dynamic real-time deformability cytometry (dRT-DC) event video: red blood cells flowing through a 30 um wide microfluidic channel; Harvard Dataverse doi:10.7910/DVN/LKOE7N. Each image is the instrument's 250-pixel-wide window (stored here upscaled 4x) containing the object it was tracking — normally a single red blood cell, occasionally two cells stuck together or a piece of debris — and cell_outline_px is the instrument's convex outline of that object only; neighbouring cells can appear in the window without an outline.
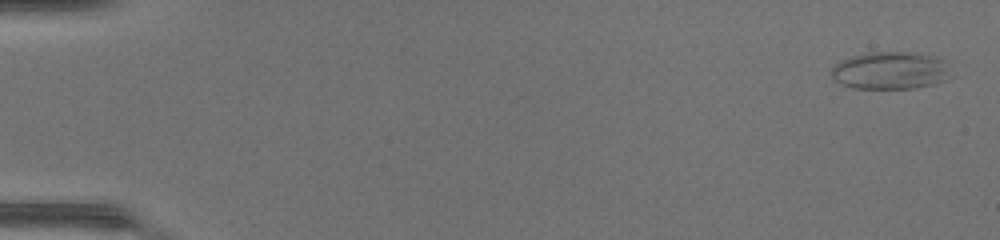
{"species": "common noctule bat (a hibernating species)", "species_latin": "Nyctalus noctula", "temperature_condition": "warm", "stored_images_in_passage": 49, "camera_frame_rate_fps": 3000, "um_per_image_px": 0.085, "animal": {"sex": "female", "body_mass_g": 17.0, "forearm_length_mm": 48.0}, "frame": {"image": 1, "passage_image": 2, "time_ms": 0.333, "image_size_px": [1000, 240], "cell_outline_px": [[948, 80], [916, 88], [852, 88], [832, 80], [828, 72], [840, 60], [852, 56], [868, 52], [908, 52], [948, 60]], "centroid_in_image_um": [75.63, 6.0], "position_along_channel_um": 9.4, "area_um2": 26.24}}
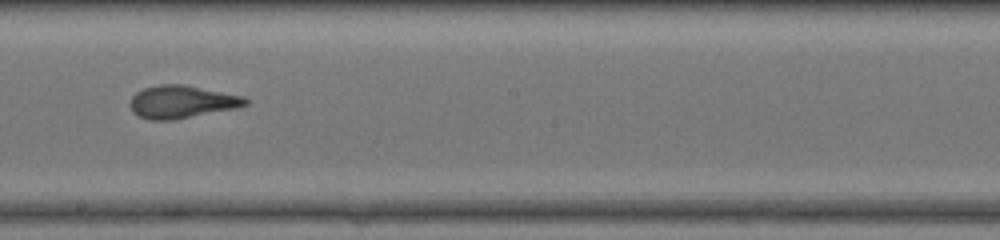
{"frame": {"image": 2, "passage_image": 29, "time_ms": 9.333, "image_size_px": [1000, 240], "cell_outline_px": [[248, 104], [236, 108], [172, 120], [148, 120], [132, 112], [128, 104], [132, 96], [136, 92], [144, 88], [160, 84], [184, 84], [244, 96], [248, 100]], "centroid_in_image_um": [15.42, 8.65], "position_along_channel_um": 232.8, "area_um2": 22.08}}
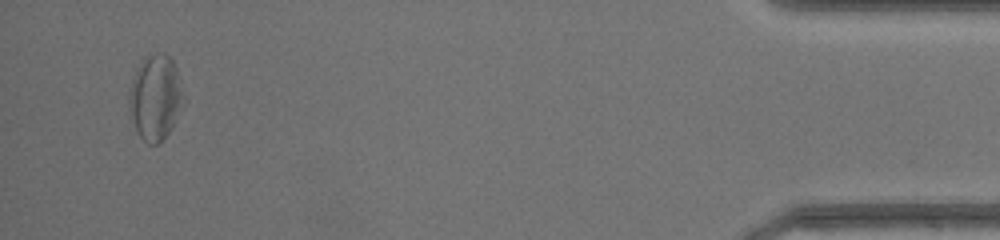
{"frame": {"image": 3, "passage_image": 47, "time_ms": 15.333, "image_size_px": [1000, 240], "cell_outline_px": [[184, 100], [168, 132], [156, 144], [148, 144], [140, 136], [136, 128], [128, 108], [128, 92], [132, 80], [144, 56], [156, 52], [164, 52], [172, 60], [176, 68]], "centroid_in_image_um": [13.17, 8.24], "position_along_channel_um": 422.0, "area_um2": 26.41}, "authors_computed_cell_mechanics": {"area_um2": 23.12, "velocity_mm_per_s": 4.4013, "shape_relaxation_time_tau1_ms": 8.1078, "shape_relaxation_time_tau2_ms": 1.5668, "deformation_change_tau1": 0.2385, "deformation_change_tau2": 0.079}}